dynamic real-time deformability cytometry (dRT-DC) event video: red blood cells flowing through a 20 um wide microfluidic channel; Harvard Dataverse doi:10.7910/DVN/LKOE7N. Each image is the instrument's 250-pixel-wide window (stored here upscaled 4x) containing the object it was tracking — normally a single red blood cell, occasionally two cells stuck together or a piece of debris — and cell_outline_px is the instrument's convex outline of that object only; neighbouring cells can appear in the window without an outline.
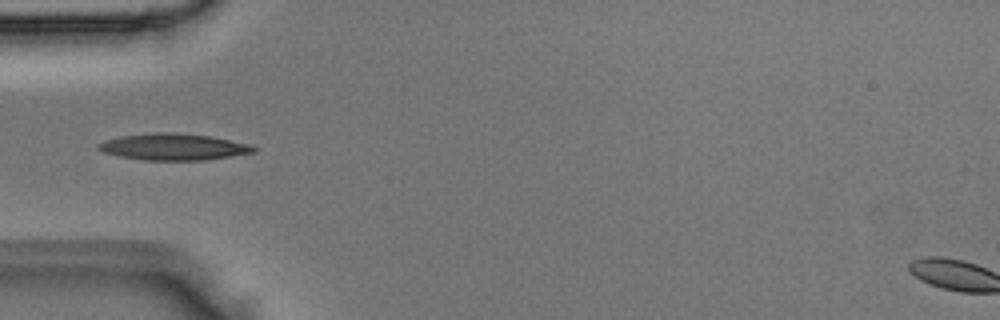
{"species": "Egyptian fruit bat (a non-hibernating species)", "species_latin": "Rousettus aegyptiacus", "temperature_condition": "room temperature", "stored_images_in_passage": 4, "camera_frame_rate_fps": 3000, "um_per_image_px": 0.085, "animal": {"sex": "male"}, "frame": {"image": 1, "passage_image": 2, "time_ms": 0.333, "image_size_px": [1000, 320], "cell_outline_px": [[256, 152], [204, 160], [144, 160], [120, 156], [104, 152], [96, 148], [96, 144], [104, 140], [120, 136], [156, 132], [176, 132], [208, 136], [248, 144], [256, 148]], "centroid_in_image_um": [14.69, 12.48], "position_along_channel_um": 70.3, "area_um2": 23.87}}
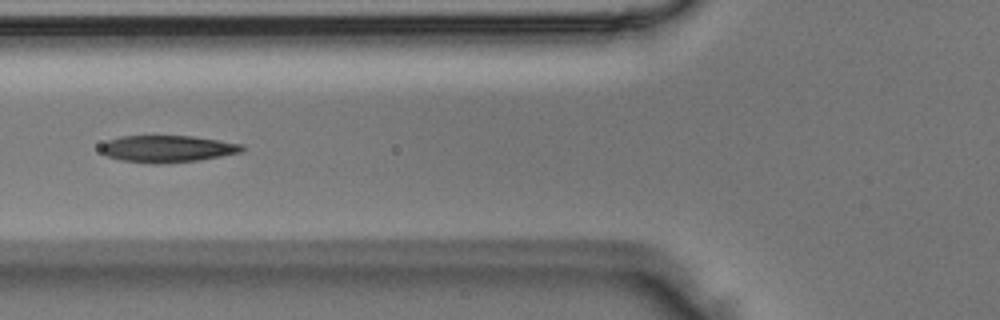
{"frame": {"image": 2, "passage_image": 3, "time_ms": 0.667, "image_size_px": [1000, 320], "cell_outline_px": [[244, 152], [200, 160], [156, 164], [120, 160], [108, 156], [100, 152], [100, 144], [108, 140], [120, 136], [192, 136], [244, 144]], "centroid_in_image_um": [14.23, 12.65], "position_along_channel_um": 111.6, "area_um2": 22.31}}